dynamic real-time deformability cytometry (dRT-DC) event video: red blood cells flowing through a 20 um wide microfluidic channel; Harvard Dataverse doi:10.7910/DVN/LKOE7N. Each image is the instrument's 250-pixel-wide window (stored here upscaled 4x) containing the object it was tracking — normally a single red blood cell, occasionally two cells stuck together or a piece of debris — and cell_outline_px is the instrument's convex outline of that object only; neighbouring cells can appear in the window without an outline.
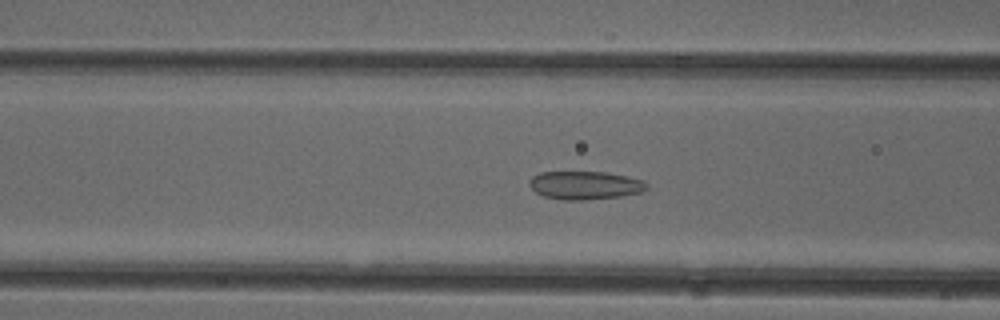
{"species": "common noctule bat (a hibernating species)", "species_latin": "Nyctalus noctula", "temperature_condition": "cold", "stored_images_in_passage": 38, "camera_frame_rate_fps": 3000, "um_per_image_px": 0.085, "animal": {"sex": "female"}, "frame": {"image": 1, "passage_image": 6, "time_ms": 1.667, "image_size_px": [1000, 320], "cell_outline_px": [[648, 188], [640, 192], [620, 196], [584, 200], [564, 200], [544, 196], [536, 192], [528, 184], [528, 180], [532, 176], [540, 172], [608, 172], [628, 176], [644, 180], [648, 184]], "centroid_in_image_um": [49.73, 15.74], "position_along_channel_um": 116.9, "area_um2": 19.42}}
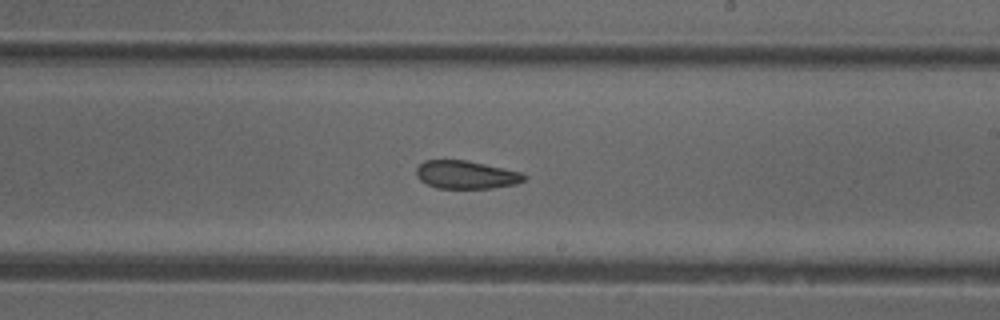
{"frame": {"image": 2, "passage_image": 16, "time_ms": 5.0, "image_size_px": [1000, 320], "cell_outline_px": [[528, 176], [524, 180], [516, 184], [492, 188], [436, 188], [420, 180], [416, 176], [416, 168], [424, 160], [468, 160], [520, 172]], "centroid_in_image_um": [39.61, 14.85], "position_along_channel_um": 249.4, "area_um2": 17.63}}
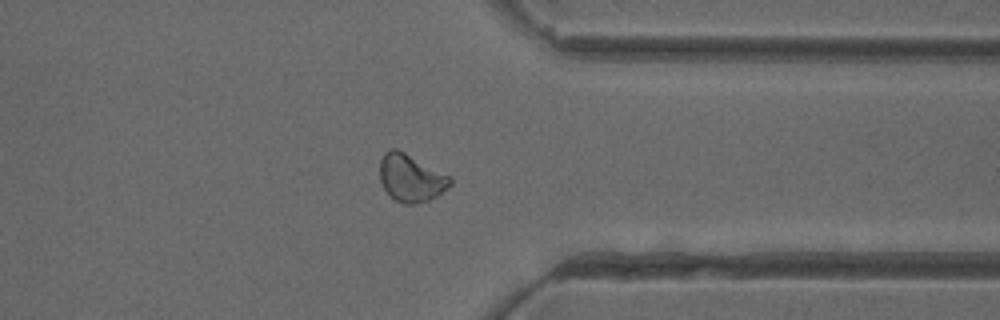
{"frame": {"image": 3, "passage_image": 26, "time_ms": 8.333, "image_size_px": [1000, 320], "cell_outline_px": [[452, 184], [436, 196], [428, 200], [416, 204], [404, 204], [396, 200], [384, 188], [380, 180], [380, 160], [384, 152], [392, 148], [396, 148], [452, 176]], "centroid_in_image_um": [34.94, 15.11], "position_along_channel_um": 376.5, "area_um2": 19.42}, "authors_computed_cell_mechanics": {"area_um2": 18.9873, "velocity_mm_per_s": 3.9858, "shape_relaxation_time_tau1_ms": null, "shape_relaxation_time_tau2_ms": 2.8646, "deformation_change_tau1": null, "deformation_change_tau2": 0.0849}}